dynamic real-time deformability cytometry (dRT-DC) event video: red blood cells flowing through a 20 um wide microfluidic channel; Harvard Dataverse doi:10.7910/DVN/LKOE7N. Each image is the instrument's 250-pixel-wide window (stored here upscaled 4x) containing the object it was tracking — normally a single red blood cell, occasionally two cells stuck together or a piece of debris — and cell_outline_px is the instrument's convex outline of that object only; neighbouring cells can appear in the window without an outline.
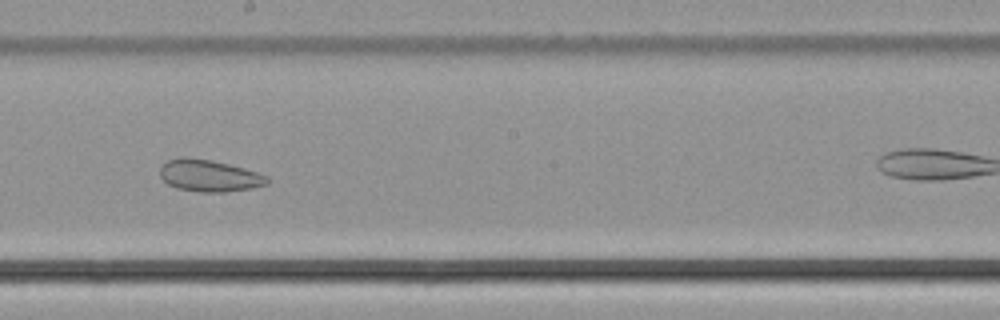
{"species": "common noctule bat (a hibernating species)", "species_latin": "Nyctalus noctula", "temperature_condition": "cold", "stored_images_in_passage": 31, "camera_frame_rate_fps": 3000, "um_per_image_px": 0.085, "animal": {"sex": "male", "body_mass_g": 21.5, "forearm_length_mm": 52.0}, "frame": {"image": 1, "passage_image": 18, "time_ms": 5.667, "image_size_px": [1000, 320], "cell_outline_px": [[272, 180], [268, 184], [252, 188], [224, 192], [200, 192], [176, 188], [168, 184], [160, 176], [160, 168], [168, 160], [184, 156], [188, 156], [212, 160], [244, 168], [268, 176]], "centroid_in_image_um": [17.8, 14.93], "position_along_channel_um": 230.4, "area_um2": 20.06}}